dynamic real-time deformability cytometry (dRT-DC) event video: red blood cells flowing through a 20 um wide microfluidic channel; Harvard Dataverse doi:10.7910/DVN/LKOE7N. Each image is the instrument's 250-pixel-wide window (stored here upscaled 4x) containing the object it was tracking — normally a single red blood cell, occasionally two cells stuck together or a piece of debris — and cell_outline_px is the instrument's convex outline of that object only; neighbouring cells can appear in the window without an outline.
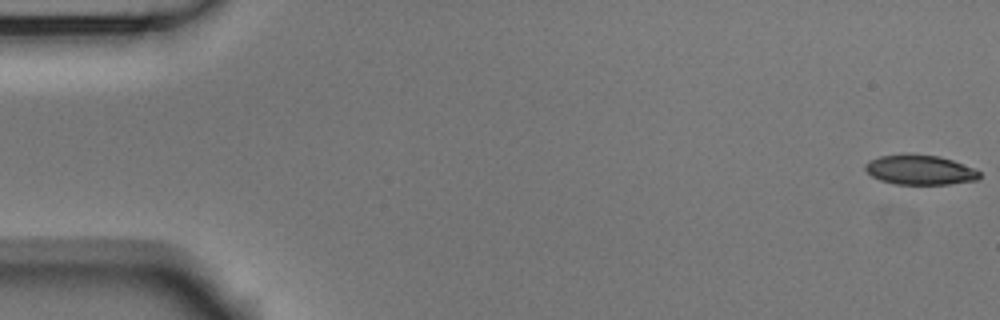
{"species": "Egyptian fruit bat (a non-hibernating species)", "species_latin": "Rousettus aegyptiacus", "temperature_condition": "room temperature", "stored_images_in_passage": 6, "segment_of_instrument_passage": [2, 2], "camera_frame_rate_fps": 3000, "um_per_image_px": 0.085, "animal": {"sex": "male"}, "frame": {"image": 1, "passage_image": 6, "time_ms": 1.667, "image_size_px": [1000, 320], "cell_outline_px": [[980, 176], [976, 180], [948, 184], [896, 184], [880, 180], [872, 176], [864, 168], [864, 164], [880, 156], [940, 156], [952, 160], [972, 168], [980, 172]], "centroid_in_image_um": [78.2, 14.47], "position_along_channel_um": 6.8, "area_um2": 19.02}}